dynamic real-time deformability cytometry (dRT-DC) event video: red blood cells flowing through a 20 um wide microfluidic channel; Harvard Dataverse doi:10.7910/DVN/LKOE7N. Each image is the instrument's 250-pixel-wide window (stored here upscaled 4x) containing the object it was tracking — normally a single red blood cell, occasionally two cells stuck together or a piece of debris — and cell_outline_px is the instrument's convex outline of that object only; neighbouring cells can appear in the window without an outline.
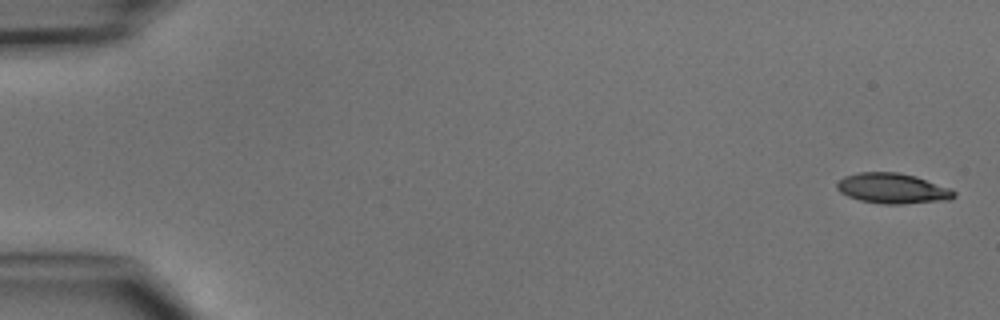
{"species": "common noctule bat (a hibernating species)", "species_latin": "Nyctalus noctula", "temperature_condition": "cold", "stored_images_in_passage": 2, "camera_frame_rate_fps": 3000, "um_per_image_px": 0.085, "animal": {"sex": "male", "body_mass_g": 15.6}, "frame": {"image": 1, "passage_image": 1, "time_ms": 0.0, "image_size_px": [1000, 320], "cell_outline_px": [[956, 196], [948, 200], [900, 204], [880, 204], [860, 200], [848, 196], [840, 192], [836, 188], [836, 184], [844, 176], [856, 172], [896, 172], [916, 176], [952, 188], [956, 192]], "centroid_in_image_um": [75.88, 16.01], "position_along_channel_um": 9.1, "area_um2": 20.87}}